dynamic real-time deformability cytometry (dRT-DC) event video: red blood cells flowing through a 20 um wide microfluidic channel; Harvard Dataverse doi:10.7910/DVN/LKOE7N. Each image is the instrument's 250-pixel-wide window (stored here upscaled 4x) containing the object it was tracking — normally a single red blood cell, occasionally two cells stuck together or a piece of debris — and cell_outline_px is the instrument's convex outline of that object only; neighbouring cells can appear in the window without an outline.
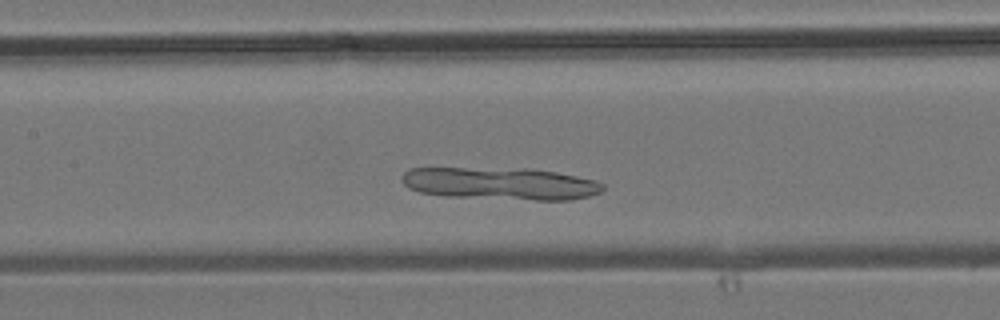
{"species": "common noctule bat (a hibernating species)", "species_latin": "Nyctalus noctula", "temperature_condition": "room temperature", "stored_images_in_passage": 32, "camera_frame_rate_fps": 3000, "um_per_image_px": 0.085, "animal": {"sex": "male", "body_mass_g": 19.2, "forearm_length_mm": 51.8}, "frame": {"image": 1, "passage_image": 13, "time_ms": 4.0, "image_size_px": [1000, 320], "cell_outline_px": [[604, 188], [600, 192], [588, 196], [572, 200], [536, 200], [444, 196], [420, 192], [408, 188], [400, 180], [400, 176], [408, 168], [528, 168], [556, 172], [596, 180], [604, 184]], "centroid_in_image_um": [42.51, 15.6], "position_along_channel_um": 164.9, "area_um2": 38.21}}
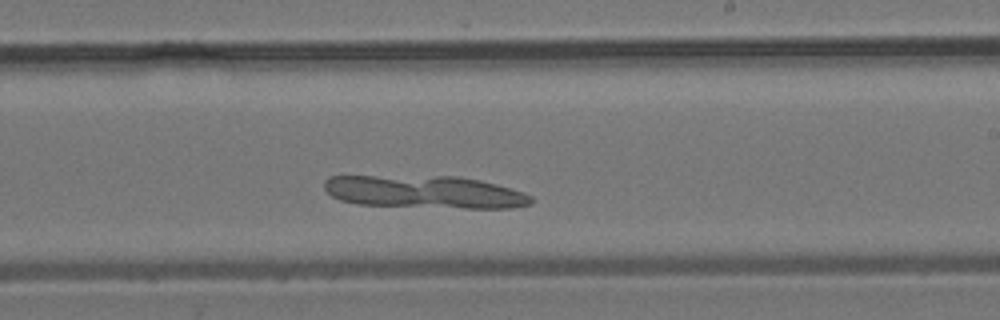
{"frame": {"image": 2, "passage_image": 19, "time_ms": 6.0, "image_size_px": [1000, 320], "cell_outline_px": [[536, 200], [532, 204], [512, 208], [464, 208], [356, 204], [340, 200], [332, 196], [324, 188], [324, 180], [328, 176], [460, 176], [480, 180], [496, 184], [532, 196]], "centroid_in_image_um": [36.1, 16.31], "position_along_channel_um": 252.9, "area_um2": 39.48}}
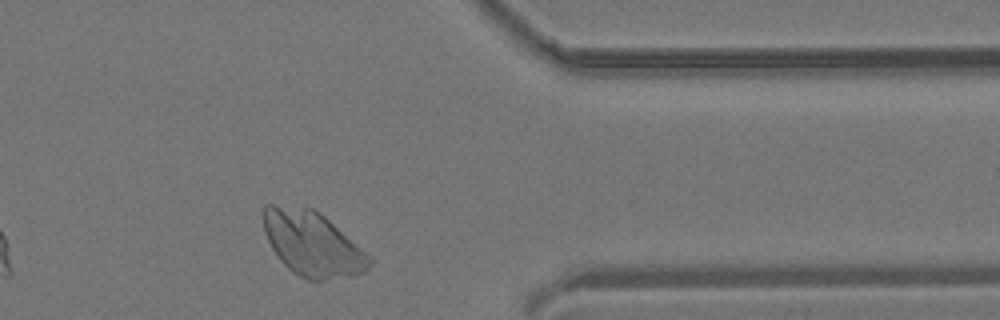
{"frame": {"image": 3, "passage_image": 29, "time_ms": 9.333, "image_size_px": [1000, 320], "cell_outline_px": [[372, 264], [364, 272], [356, 276], [320, 280], [308, 280], [292, 272], [280, 260], [272, 248], [264, 232], [264, 204], [272, 204], [312, 208], [324, 216], [372, 256]], "centroid_in_image_um": [26.58, 20.74], "position_along_channel_um": 384.8, "area_um2": 39.88}}